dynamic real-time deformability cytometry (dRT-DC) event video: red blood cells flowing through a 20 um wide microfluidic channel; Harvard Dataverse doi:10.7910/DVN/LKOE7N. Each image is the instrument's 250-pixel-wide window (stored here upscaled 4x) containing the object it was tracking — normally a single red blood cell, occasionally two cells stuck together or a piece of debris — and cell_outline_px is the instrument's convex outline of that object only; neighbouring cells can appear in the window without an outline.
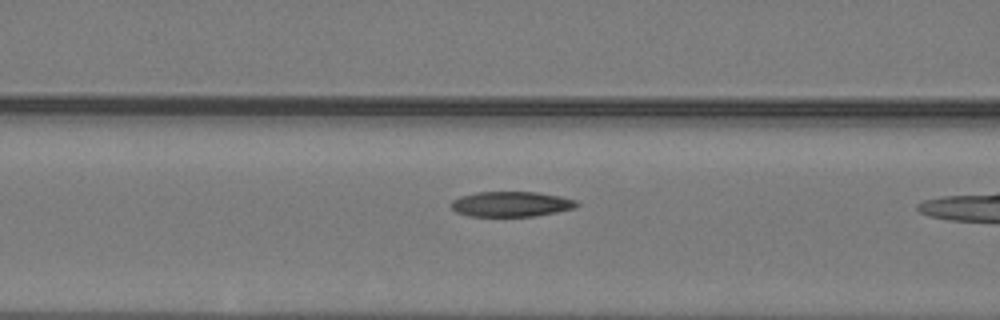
{"species": "common noctule bat (a hibernating species)", "species_latin": "Nyctalus noctula", "temperature_condition": "warm", "stored_images_in_passage": 17, "camera_frame_rate_fps": 3000, "um_per_image_px": 0.085, "animal": {"sex": "male", "body_mass_g": 19.2, "forearm_length_mm": 51.8}, "frame": {"image": 1, "passage_image": 15, "time_ms": 4.667, "image_size_px": [1000, 320], "cell_outline_px": [[580, 204], [576, 208], [536, 216], [468, 216], [456, 212], [452, 208], [452, 200], [460, 196], [476, 192], [536, 192], [560, 196], [576, 200]], "centroid_in_image_um": [43.47, 17.35], "position_along_channel_um": 123.1, "area_um2": 18.5}}